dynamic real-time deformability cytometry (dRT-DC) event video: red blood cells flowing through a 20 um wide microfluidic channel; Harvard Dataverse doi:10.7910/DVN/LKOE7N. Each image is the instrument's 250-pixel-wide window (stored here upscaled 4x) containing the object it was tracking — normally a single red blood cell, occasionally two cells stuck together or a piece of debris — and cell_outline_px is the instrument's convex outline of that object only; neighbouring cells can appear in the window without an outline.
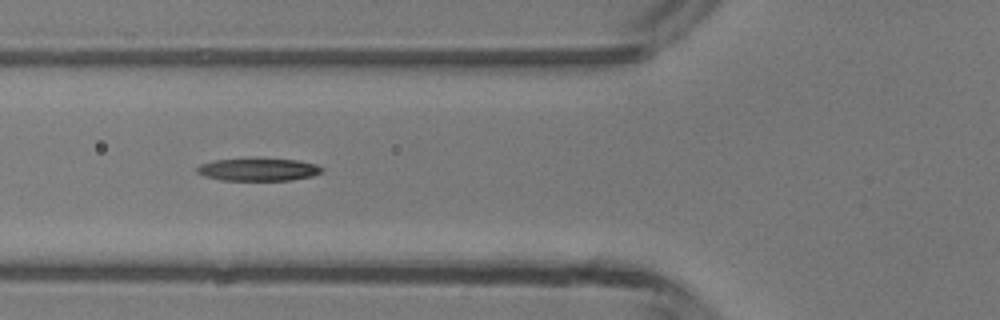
{"species": "common noctule bat (a hibernating species)", "species_latin": "Nyctalus noctula", "temperature_condition": "room temperature", "stored_images_in_passage": 5, "camera_frame_rate_fps": 3000, "um_per_image_px": 0.085, "animal": {"sex": "male", "body_mass_g": 13.3}, "frame": {"image": 1, "passage_image": 5, "time_ms": 4.667, "image_size_px": [1000, 320], "cell_outline_px": [[324, 168], [320, 172], [312, 176], [292, 180], [224, 180], [204, 176], [196, 172], [196, 168], [200, 164], [212, 160], [296, 160], [316, 164]], "centroid_in_image_um": [21.94, 14.43], "position_along_channel_um": 103.9, "area_um2": 15.95}}